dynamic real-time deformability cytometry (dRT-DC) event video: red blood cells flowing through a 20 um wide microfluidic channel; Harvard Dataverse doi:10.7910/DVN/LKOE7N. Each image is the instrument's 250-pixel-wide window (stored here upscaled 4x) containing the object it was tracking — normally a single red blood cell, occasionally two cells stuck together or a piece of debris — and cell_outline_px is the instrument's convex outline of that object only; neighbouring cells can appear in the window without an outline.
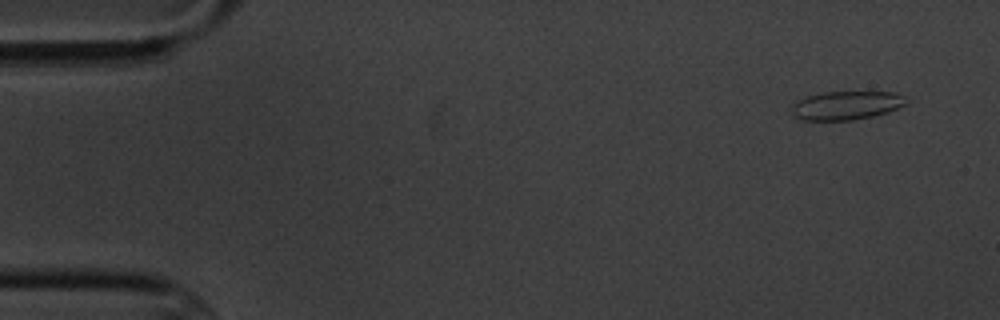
{"species": "common noctule bat (a hibernating species)", "species_latin": "Nyctalus noctula", "temperature_condition": "cold", "stored_images_in_passage": 5, "segment_of_instrument_passage": [2, 2], "camera_frame_rate_fps": 3000, "um_per_image_px": 0.085, "animal": {"sex": "male", "body_mass_g": 20.1, "forearm_length_mm": 53.5}, "frame": {"image": 1, "passage_image": 5, "time_ms": 4.667, "image_size_px": [1000, 320], "cell_outline_px": [[904, 104], [888, 112], [872, 116], [852, 120], [804, 120], [796, 116], [792, 112], [792, 104], [808, 96], [824, 92], [896, 92], [904, 96]], "centroid_in_image_um": [71.93, 8.96], "position_along_channel_um": 13.1, "area_um2": 18.73}}